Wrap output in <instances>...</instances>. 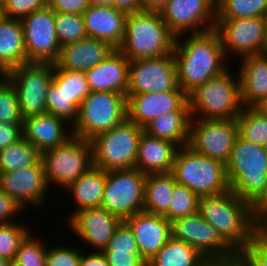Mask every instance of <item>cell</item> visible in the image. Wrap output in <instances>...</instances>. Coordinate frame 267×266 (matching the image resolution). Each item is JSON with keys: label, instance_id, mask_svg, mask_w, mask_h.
<instances>
[{"label": "cell", "instance_id": "1", "mask_svg": "<svg viewBox=\"0 0 267 266\" xmlns=\"http://www.w3.org/2000/svg\"><path fill=\"white\" fill-rule=\"evenodd\" d=\"M185 36L187 37L181 41ZM173 54L179 87L187 95L229 68L219 34L215 29L177 37Z\"/></svg>", "mask_w": 267, "mask_h": 266}, {"label": "cell", "instance_id": "2", "mask_svg": "<svg viewBox=\"0 0 267 266\" xmlns=\"http://www.w3.org/2000/svg\"><path fill=\"white\" fill-rule=\"evenodd\" d=\"M198 212L237 254L260 232L252 205L232 190L200 197Z\"/></svg>", "mask_w": 267, "mask_h": 266}, {"label": "cell", "instance_id": "3", "mask_svg": "<svg viewBox=\"0 0 267 266\" xmlns=\"http://www.w3.org/2000/svg\"><path fill=\"white\" fill-rule=\"evenodd\" d=\"M176 37L159 12L127 13L125 35L117 48L129 61L173 53Z\"/></svg>", "mask_w": 267, "mask_h": 266}, {"label": "cell", "instance_id": "4", "mask_svg": "<svg viewBox=\"0 0 267 266\" xmlns=\"http://www.w3.org/2000/svg\"><path fill=\"white\" fill-rule=\"evenodd\" d=\"M230 190L253 205L267 189V147L251 143L239 134L226 164Z\"/></svg>", "mask_w": 267, "mask_h": 266}, {"label": "cell", "instance_id": "5", "mask_svg": "<svg viewBox=\"0 0 267 266\" xmlns=\"http://www.w3.org/2000/svg\"><path fill=\"white\" fill-rule=\"evenodd\" d=\"M229 70L209 79L188 95L192 118L237 119L243 108L240 80L239 76L236 78Z\"/></svg>", "mask_w": 267, "mask_h": 266}, {"label": "cell", "instance_id": "6", "mask_svg": "<svg viewBox=\"0 0 267 266\" xmlns=\"http://www.w3.org/2000/svg\"><path fill=\"white\" fill-rule=\"evenodd\" d=\"M171 173L176 183L186 186L199 197L230 190L226 165L196 152L189 145L177 150Z\"/></svg>", "mask_w": 267, "mask_h": 266}, {"label": "cell", "instance_id": "7", "mask_svg": "<svg viewBox=\"0 0 267 266\" xmlns=\"http://www.w3.org/2000/svg\"><path fill=\"white\" fill-rule=\"evenodd\" d=\"M143 131V127L126 118L109 131L94 136L90 140L93 166L106 171L134 168Z\"/></svg>", "mask_w": 267, "mask_h": 266}, {"label": "cell", "instance_id": "8", "mask_svg": "<svg viewBox=\"0 0 267 266\" xmlns=\"http://www.w3.org/2000/svg\"><path fill=\"white\" fill-rule=\"evenodd\" d=\"M128 118L127 97L116 92H90L81 102L72 126L74 136L91 140Z\"/></svg>", "mask_w": 267, "mask_h": 266}, {"label": "cell", "instance_id": "9", "mask_svg": "<svg viewBox=\"0 0 267 266\" xmlns=\"http://www.w3.org/2000/svg\"><path fill=\"white\" fill-rule=\"evenodd\" d=\"M41 160L48 187L56 184L65 189L93 166L91 142L73 135L65 143L43 151Z\"/></svg>", "mask_w": 267, "mask_h": 266}, {"label": "cell", "instance_id": "10", "mask_svg": "<svg viewBox=\"0 0 267 266\" xmlns=\"http://www.w3.org/2000/svg\"><path fill=\"white\" fill-rule=\"evenodd\" d=\"M53 74L54 63L49 62H27L4 73L16 90L23 119L46 113L47 91Z\"/></svg>", "mask_w": 267, "mask_h": 266}, {"label": "cell", "instance_id": "11", "mask_svg": "<svg viewBox=\"0 0 267 266\" xmlns=\"http://www.w3.org/2000/svg\"><path fill=\"white\" fill-rule=\"evenodd\" d=\"M145 178L137 168L108 170L100 208L121 221L143 211Z\"/></svg>", "mask_w": 267, "mask_h": 266}, {"label": "cell", "instance_id": "12", "mask_svg": "<svg viewBox=\"0 0 267 266\" xmlns=\"http://www.w3.org/2000/svg\"><path fill=\"white\" fill-rule=\"evenodd\" d=\"M174 239L197 249L209 262H233L238 254L205 221L199 212L174 219L171 222Z\"/></svg>", "mask_w": 267, "mask_h": 266}, {"label": "cell", "instance_id": "13", "mask_svg": "<svg viewBox=\"0 0 267 266\" xmlns=\"http://www.w3.org/2000/svg\"><path fill=\"white\" fill-rule=\"evenodd\" d=\"M236 119L215 120L192 118L188 145L211 159L228 163L236 137Z\"/></svg>", "mask_w": 267, "mask_h": 266}, {"label": "cell", "instance_id": "14", "mask_svg": "<svg viewBox=\"0 0 267 266\" xmlns=\"http://www.w3.org/2000/svg\"><path fill=\"white\" fill-rule=\"evenodd\" d=\"M179 86L174 54L130 61L127 94L161 93Z\"/></svg>", "mask_w": 267, "mask_h": 266}, {"label": "cell", "instance_id": "15", "mask_svg": "<svg viewBox=\"0 0 267 266\" xmlns=\"http://www.w3.org/2000/svg\"><path fill=\"white\" fill-rule=\"evenodd\" d=\"M214 29L219 34L227 59L229 54L241 59L265 54V17L216 20Z\"/></svg>", "mask_w": 267, "mask_h": 266}, {"label": "cell", "instance_id": "16", "mask_svg": "<svg viewBox=\"0 0 267 266\" xmlns=\"http://www.w3.org/2000/svg\"><path fill=\"white\" fill-rule=\"evenodd\" d=\"M28 62L54 63L60 52L56 37L55 13L46 6L21 19Z\"/></svg>", "mask_w": 267, "mask_h": 266}, {"label": "cell", "instance_id": "17", "mask_svg": "<svg viewBox=\"0 0 267 266\" xmlns=\"http://www.w3.org/2000/svg\"><path fill=\"white\" fill-rule=\"evenodd\" d=\"M216 2L217 0H168L160 14L176 38L186 33H201L215 28Z\"/></svg>", "mask_w": 267, "mask_h": 266}, {"label": "cell", "instance_id": "18", "mask_svg": "<svg viewBox=\"0 0 267 266\" xmlns=\"http://www.w3.org/2000/svg\"><path fill=\"white\" fill-rule=\"evenodd\" d=\"M42 160L36 165L23 167L17 171L0 173V190L14 199L23 209L29 204L43 207L48 194ZM43 204V205H42Z\"/></svg>", "mask_w": 267, "mask_h": 266}, {"label": "cell", "instance_id": "19", "mask_svg": "<svg viewBox=\"0 0 267 266\" xmlns=\"http://www.w3.org/2000/svg\"><path fill=\"white\" fill-rule=\"evenodd\" d=\"M128 118L145 127L153 119L172 111H190L188 95L178 86L161 93L127 94Z\"/></svg>", "mask_w": 267, "mask_h": 266}, {"label": "cell", "instance_id": "20", "mask_svg": "<svg viewBox=\"0 0 267 266\" xmlns=\"http://www.w3.org/2000/svg\"><path fill=\"white\" fill-rule=\"evenodd\" d=\"M67 223L82 242L93 247L92 251H103L121 220L99 207L81 210Z\"/></svg>", "mask_w": 267, "mask_h": 266}, {"label": "cell", "instance_id": "21", "mask_svg": "<svg viewBox=\"0 0 267 266\" xmlns=\"http://www.w3.org/2000/svg\"><path fill=\"white\" fill-rule=\"evenodd\" d=\"M124 222L130 227L139 253L146 262L172 237L171 222L164 216L141 211Z\"/></svg>", "mask_w": 267, "mask_h": 266}, {"label": "cell", "instance_id": "22", "mask_svg": "<svg viewBox=\"0 0 267 266\" xmlns=\"http://www.w3.org/2000/svg\"><path fill=\"white\" fill-rule=\"evenodd\" d=\"M116 48L91 37L61 46L54 66L61 70L86 72L105 60Z\"/></svg>", "mask_w": 267, "mask_h": 266}, {"label": "cell", "instance_id": "23", "mask_svg": "<svg viewBox=\"0 0 267 266\" xmlns=\"http://www.w3.org/2000/svg\"><path fill=\"white\" fill-rule=\"evenodd\" d=\"M130 61L115 49L105 60L85 72L90 92L127 95Z\"/></svg>", "mask_w": 267, "mask_h": 266}, {"label": "cell", "instance_id": "24", "mask_svg": "<svg viewBox=\"0 0 267 266\" xmlns=\"http://www.w3.org/2000/svg\"><path fill=\"white\" fill-rule=\"evenodd\" d=\"M66 123L68 125L66 120L49 113L29 116L22 122V138L42 153L65 143L73 136L72 126L67 128Z\"/></svg>", "mask_w": 267, "mask_h": 266}, {"label": "cell", "instance_id": "25", "mask_svg": "<svg viewBox=\"0 0 267 266\" xmlns=\"http://www.w3.org/2000/svg\"><path fill=\"white\" fill-rule=\"evenodd\" d=\"M82 16L88 37L107 41L116 49L122 44L126 12L114 6H90Z\"/></svg>", "mask_w": 267, "mask_h": 266}, {"label": "cell", "instance_id": "26", "mask_svg": "<svg viewBox=\"0 0 267 266\" xmlns=\"http://www.w3.org/2000/svg\"><path fill=\"white\" fill-rule=\"evenodd\" d=\"M237 72L243 107H257L267 99V54L242 58Z\"/></svg>", "mask_w": 267, "mask_h": 266}, {"label": "cell", "instance_id": "27", "mask_svg": "<svg viewBox=\"0 0 267 266\" xmlns=\"http://www.w3.org/2000/svg\"><path fill=\"white\" fill-rule=\"evenodd\" d=\"M179 147L167 140L149 135L143 131L137 151L135 167L144 174L169 173Z\"/></svg>", "mask_w": 267, "mask_h": 266}, {"label": "cell", "instance_id": "28", "mask_svg": "<svg viewBox=\"0 0 267 266\" xmlns=\"http://www.w3.org/2000/svg\"><path fill=\"white\" fill-rule=\"evenodd\" d=\"M107 171L92 166L77 180L70 183L64 190L72 194L75 209H73L67 222L79 211L84 209L99 208L103 199Z\"/></svg>", "mask_w": 267, "mask_h": 266}, {"label": "cell", "instance_id": "29", "mask_svg": "<svg viewBox=\"0 0 267 266\" xmlns=\"http://www.w3.org/2000/svg\"><path fill=\"white\" fill-rule=\"evenodd\" d=\"M23 29L20 19H0V72L27 63Z\"/></svg>", "mask_w": 267, "mask_h": 266}, {"label": "cell", "instance_id": "30", "mask_svg": "<svg viewBox=\"0 0 267 266\" xmlns=\"http://www.w3.org/2000/svg\"><path fill=\"white\" fill-rule=\"evenodd\" d=\"M190 111H172L153 119L144 131L151 136L176 144L179 148L189 143Z\"/></svg>", "mask_w": 267, "mask_h": 266}, {"label": "cell", "instance_id": "31", "mask_svg": "<svg viewBox=\"0 0 267 266\" xmlns=\"http://www.w3.org/2000/svg\"><path fill=\"white\" fill-rule=\"evenodd\" d=\"M175 179L169 173H151L145 178L143 211L164 216L170 207Z\"/></svg>", "mask_w": 267, "mask_h": 266}, {"label": "cell", "instance_id": "32", "mask_svg": "<svg viewBox=\"0 0 267 266\" xmlns=\"http://www.w3.org/2000/svg\"><path fill=\"white\" fill-rule=\"evenodd\" d=\"M208 263L193 246L171 237L147 266H206Z\"/></svg>", "mask_w": 267, "mask_h": 266}, {"label": "cell", "instance_id": "33", "mask_svg": "<svg viewBox=\"0 0 267 266\" xmlns=\"http://www.w3.org/2000/svg\"><path fill=\"white\" fill-rule=\"evenodd\" d=\"M40 160L41 152L27 140L21 138L0 150V173L36 165Z\"/></svg>", "mask_w": 267, "mask_h": 266}, {"label": "cell", "instance_id": "34", "mask_svg": "<svg viewBox=\"0 0 267 266\" xmlns=\"http://www.w3.org/2000/svg\"><path fill=\"white\" fill-rule=\"evenodd\" d=\"M238 134L245 140L267 147V115L258 107H243L237 117Z\"/></svg>", "mask_w": 267, "mask_h": 266}, {"label": "cell", "instance_id": "35", "mask_svg": "<svg viewBox=\"0 0 267 266\" xmlns=\"http://www.w3.org/2000/svg\"><path fill=\"white\" fill-rule=\"evenodd\" d=\"M267 16V0H217L216 20Z\"/></svg>", "mask_w": 267, "mask_h": 266}, {"label": "cell", "instance_id": "36", "mask_svg": "<svg viewBox=\"0 0 267 266\" xmlns=\"http://www.w3.org/2000/svg\"><path fill=\"white\" fill-rule=\"evenodd\" d=\"M53 81L59 88H63L70 101L78 107L90 93L84 72L61 70L54 66Z\"/></svg>", "mask_w": 267, "mask_h": 266}, {"label": "cell", "instance_id": "37", "mask_svg": "<svg viewBox=\"0 0 267 266\" xmlns=\"http://www.w3.org/2000/svg\"><path fill=\"white\" fill-rule=\"evenodd\" d=\"M46 113L66 120L71 126L76 122L79 107L65 94L63 88L52 81L48 87L46 98Z\"/></svg>", "mask_w": 267, "mask_h": 266}, {"label": "cell", "instance_id": "38", "mask_svg": "<svg viewBox=\"0 0 267 266\" xmlns=\"http://www.w3.org/2000/svg\"><path fill=\"white\" fill-rule=\"evenodd\" d=\"M55 29L60 46L88 37L82 14L55 13Z\"/></svg>", "mask_w": 267, "mask_h": 266}, {"label": "cell", "instance_id": "39", "mask_svg": "<svg viewBox=\"0 0 267 266\" xmlns=\"http://www.w3.org/2000/svg\"><path fill=\"white\" fill-rule=\"evenodd\" d=\"M31 232L20 243L12 266H46L47 246L38 236Z\"/></svg>", "mask_w": 267, "mask_h": 266}, {"label": "cell", "instance_id": "40", "mask_svg": "<svg viewBox=\"0 0 267 266\" xmlns=\"http://www.w3.org/2000/svg\"><path fill=\"white\" fill-rule=\"evenodd\" d=\"M200 197L184 185H174L173 198L164 217L172 222L174 219L186 217L198 212Z\"/></svg>", "mask_w": 267, "mask_h": 266}, {"label": "cell", "instance_id": "41", "mask_svg": "<svg viewBox=\"0 0 267 266\" xmlns=\"http://www.w3.org/2000/svg\"><path fill=\"white\" fill-rule=\"evenodd\" d=\"M31 228L22 223L0 224V256L12 263L20 243L31 232Z\"/></svg>", "mask_w": 267, "mask_h": 266}, {"label": "cell", "instance_id": "42", "mask_svg": "<svg viewBox=\"0 0 267 266\" xmlns=\"http://www.w3.org/2000/svg\"><path fill=\"white\" fill-rule=\"evenodd\" d=\"M2 121L23 122L16 90L4 75L0 77V122Z\"/></svg>", "mask_w": 267, "mask_h": 266}, {"label": "cell", "instance_id": "43", "mask_svg": "<svg viewBox=\"0 0 267 266\" xmlns=\"http://www.w3.org/2000/svg\"><path fill=\"white\" fill-rule=\"evenodd\" d=\"M240 266H267V238L259 232L238 254Z\"/></svg>", "mask_w": 267, "mask_h": 266}, {"label": "cell", "instance_id": "44", "mask_svg": "<svg viewBox=\"0 0 267 266\" xmlns=\"http://www.w3.org/2000/svg\"><path fill=\"white\" fill-rule=\"evenodd\" d=\"M65 245L47 246L46 266H80L83 250Z\"/></svg>", "mask_w": 267, "mask_h": 266}, {"label": "cell", "instance_id": "45", "mask_svg": "<svg viewBox=\"0 0 267 266\" xmlns=\"http://www.w3.org/2000/svg\"><path fill=\"white\" fill-rule=\"evenodd\" d=\"M102 252H139L136 239L124 221L116 227L107 247Z\"/></svg>", "mask_w": 267, "mask_h": 266}, {"label": "cell", "instance_id": "46", "mask_svg": "<svg viewBox=\"0 0 267 266\" xmlns=\"http://www.w3.org/2000/svg\"><path fill=\"white\" fill-rule=\"evenodd\" d=\"M48 0H5L3 16L13 19H22L34 11L44 9Z\"/></svg>", "mask_w": 267, "mask_h": 266}, {"label": "cell", "instance_id": "47", "mask_svg": "<svg viewBox=\"0 0 267 266\" xmlns=\"http://www.w3.org/2000/svg\"><path fill=\"white\" fill-rule=\"evenodd\" d=\"M110 266H147L139 252H103Z\"/></svg>", "mask_w": 267, "mask_h": 266}, {"label": "cell", "instance_id": "48", "mask_svg": "<svg viewBox=\"0 0 267 266\" xmlns=\"http://www.w3.org/2000/svg\"><path fill=\"white\" fill-rule=\"evenodd\" d=\"M47 6L54 13L82 14L89 7L88 0H48Z\"/></svg>", "mask_w": 267, "mask_h": 266}, {"label": "cell", "instance_id": "49", "mask_svg": "<svg viewBox=\"0 0 267 266\" xmlns=\"http://www.w3.org/2000/svg\"><path fill=\"white\" fill-rule=\"evenodd\" d=\"M22 138V123L0 122V150Z\"/></svg>", "mask_w": 267, "mask_h": 266}, {"label": "cell", "instance_id": "50", "mask_svg": "<svg viewBox=\"0 0 267 266\" xmlns=\"http://www.w3.org/2000/svg\"><path fill=\"white\" fill-rule=\"evenodd\" d=\"M20 210H23V208L0 190V224L14 223L13 218L15 215L17 216Z\"/></svg>", "mask_w": 267, "mask_h": 266}, {"label": "cell", "instance_id": "51", "mask_svg": "<svg viewBox=\"0 0 267 266\" xmlns=\"http://www.w3.org/2000/svg\"><path fill=\"white\" fill-rule=\"evenodd\" d=\"M252 215L255 225L261 230L267 224V189L252 205Z\"/></svg>", "mask_w": 267, "mask_h": 266}, {"label": "cell", "instance_id": "52", "mask_svg": "<svg viewBox=\"0 0 267 266\" xmlns=\"http://www.w3.org/2000/svg\"><path fill=\"white\" fill-rule=\"evenodd\" d=\"M80 266H110L102 251L82 253Z\"/></svg>", "mask_w": 267, "mask_h": 266}, {"label": "cell", "instance_id": "53", "mask_svg": "<svg viewBox=\"0 0 267 266\" xmlns=\"http://www.w3.org/2000/svg\"><path fill=\"white\" fill-rule=\"evenodd\" d=\"M112 6L126 13L139 12L143 10L142 0H112Z\"/></svg>", "mask_w": 267, "mask_h": 266}, {"label": "cell", "instance_id": "54", "mask_svg": "<svg viewBox=\"0 0 267 266\" xmlns=\"http://www.w3.org/2000/svg\"><path fill=\"white\" fill-rule=\"evenodd\" d=\"M168 0H142L144 11L161 12Z\"/></svg>", "mask_w": 267, "mask_h": 266}, {"label": "cell", "instance_id": "55", "mask_svg": "<svg viewBox=\"0 0 267 266\" xmlns=\"http://www.w3.org/2000/svg\"><path fill=\"white\" fill-rule=\"evenodd\" d=\"M90 6H112V0H88Z\"/></svg>", "mask_w": 267, "mask_h": 266}, {"label": "cell", "instance_id": "56", "mask_svg": "<svg viewBox=\"0 0 267 266\" xmlns=\"http://www.w3.org/2000/svg\"><path fill=\"white\" fill-rule=\"evenodd\" d=\"M206 266H240L239 260L233 262H209Z\"/></svg>", "mask_w": 267, "mask_h": 266}, {"label": "cell", "instance_id": "57", "mask_svg": "<svg viewBox=\"0 0 267 266\" xmlns=\"http://www.w3.org/2000/svg\"><path fill=\"white\" fill-rule=\"evenodd\" d=\"M261 111L267 115V99H265L259 106H257Z\"/></svg>", "mask_w": 267, "mask_h": 266}, {"label": "cell", "instance_id": "58", "mask_svg": "<svg viewBox=\"0 0 267 266\" xmlns=\"http://www.w3.org/2000/svg\"><path fill=\"white\" fill-rule=\"evenodd\" d=\"M265 54H267V16L265 17Z\"/></svg>", "mask_w": 267, "mask_h": 266}, {"label": "cell", "instance_id": "59", "mask_svg": "<svg viewBox=\"0 0 267 266\" xmlns=\"http://www.w3.org/2000/svg\"><path fill=\"white\" fill-rule=\"evenodd\" d=\"M0 266H12L10 262L4 260L1 256H0Z\"/></svg>", "mask_w": 267, "mask_h": 266}, {"label": "cell", "instance_id": "60", "mask_svg": "<svg viewBox=\"0 0 267 266\" xmlns=\"http://www.w3.org/2000/svg\"><path fill=\"white\" fill-rule=\"evenodd\" d=\"M260 232L267 238V224L260 230Z\"/></svg>", "mask_w": 267, "mask_h": 266}, {"label": "cell", "instance_id": "61", "mask_svg": "<svg viewBox=\"0 0 267 266\" xmlns=\"http://www.w3.org/2000/svg\"><path fill=\"white\" fill-rule=\"evenodd\" d=\"M3 17V9L0 7V19Z\"/></svg>", "mask_w": 267, "mask_h": 266}, {"label": "cell", "instance_id": "62", "mask_svg": "<svg viewBox=\"0 0 267 266\" xmlns=\"http://www.w3.org/2000/svg\"><path fill=\"white\" fill-rule=\"evenodd\" d=\"M5 0H0V7H3Z\"/></svg>", "mask_w": 267, "mask_h": 266}]
</instances>
